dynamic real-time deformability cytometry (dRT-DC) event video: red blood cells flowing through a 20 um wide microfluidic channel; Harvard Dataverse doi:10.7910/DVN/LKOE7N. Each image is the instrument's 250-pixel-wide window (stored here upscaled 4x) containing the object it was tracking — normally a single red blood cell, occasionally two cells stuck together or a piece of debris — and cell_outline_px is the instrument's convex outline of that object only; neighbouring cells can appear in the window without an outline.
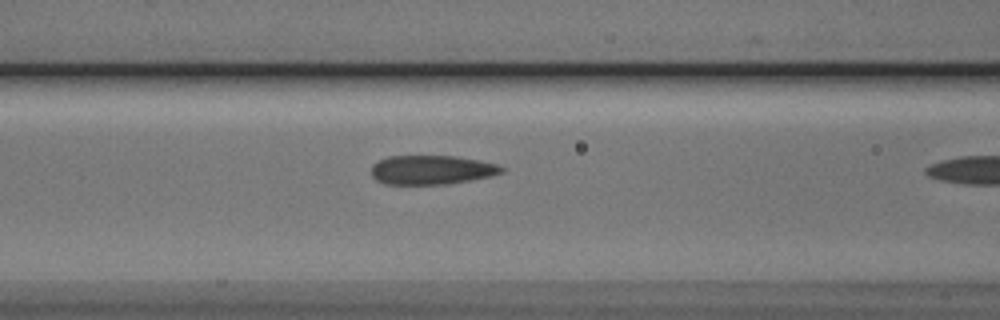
{"species": "Egyptian fruit bat (a non-hibernating species)", "species_latin": "Rousettus aegyptiacus", "temperature_condition": "cold", "stored_images_in_passage": 11, "camera_frame_rate_fps": 3000, "um_per_image_px": 0.085, "animal": {"sex": "male"}, "frame": {"image": 1, "passage_image": 7, "time_ms": 2.0, "image_size_px": [1000, 320], "cell_outline_px": [[504, 172], [492, 176], [448, 184], [384, 184], [376, 180], [372, 176], [372, 164], [388, 156], [456, 156], [500, 164], [504, 168]], "centroid_in_image_um": [36.71, 14.44], "position_along_channel_um": 129.9, "area_um2": 22.25}}
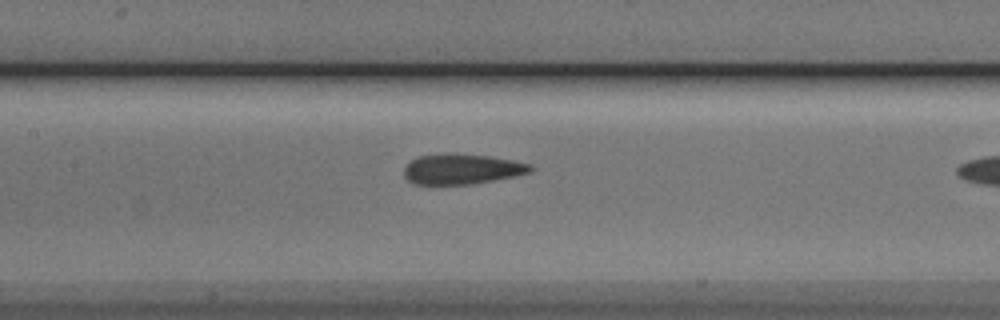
{"frame": {"image": 2, "passage_image": 10, "time_ms": 3.0, "image_size_px": [1000, 320], "cell_outline_px": [[536, 168], [532, 172], [472, 184], [412, 184], [404, 176], [404, 168], [416, 156], [448, 152], [492, 156], [532, 164]], "centroid_in_image_um": [39.26, 14.35], "position_along_channel_um": 168.1, "area_um2": 22.6}}